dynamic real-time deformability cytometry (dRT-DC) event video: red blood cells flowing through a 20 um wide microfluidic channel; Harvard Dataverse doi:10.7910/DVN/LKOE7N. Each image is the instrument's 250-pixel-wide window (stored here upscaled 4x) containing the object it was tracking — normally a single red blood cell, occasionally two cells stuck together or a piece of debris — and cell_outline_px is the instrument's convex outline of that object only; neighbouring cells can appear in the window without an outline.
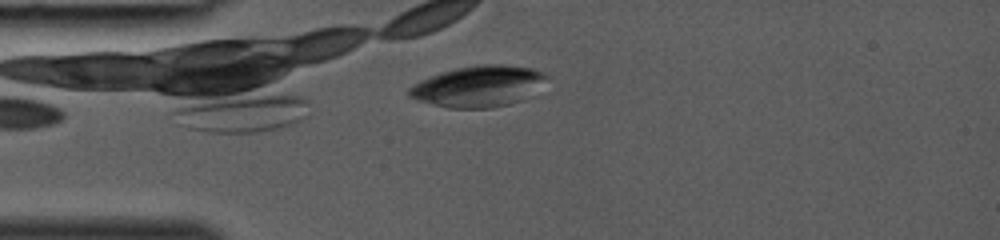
{"species": "common noctule bat (a hibernating species)", "species_latin": "Nyctalus noctula", "temperature_condition": "room temperature", "stored_images_in_passage": 2, "camera_frame_rate_fps": 3000, "um_per_image_px": 0.085, "animal": {"sex": "female", "body_mass_g": 19.0, "forearm_length_mm": 53.3}, "frame": {"image": 1, "passage_image": 2, "time_ms": 0.333, "image_size_px": [1000, 240], "cell_outline_px": [[548, 76], [536, 96], [524, 100], [492, 108], [448, 108], [416, 100], [408, 96], [408, 88], [420, 80], [440, 72], [456, 68], [480, 64], [500, 64], [532, 68], [544, 72]], "centroid_in_image_um": [40.72, 7.34], "position_along_channel_um": 44.3, "area_um2": 33.52}}